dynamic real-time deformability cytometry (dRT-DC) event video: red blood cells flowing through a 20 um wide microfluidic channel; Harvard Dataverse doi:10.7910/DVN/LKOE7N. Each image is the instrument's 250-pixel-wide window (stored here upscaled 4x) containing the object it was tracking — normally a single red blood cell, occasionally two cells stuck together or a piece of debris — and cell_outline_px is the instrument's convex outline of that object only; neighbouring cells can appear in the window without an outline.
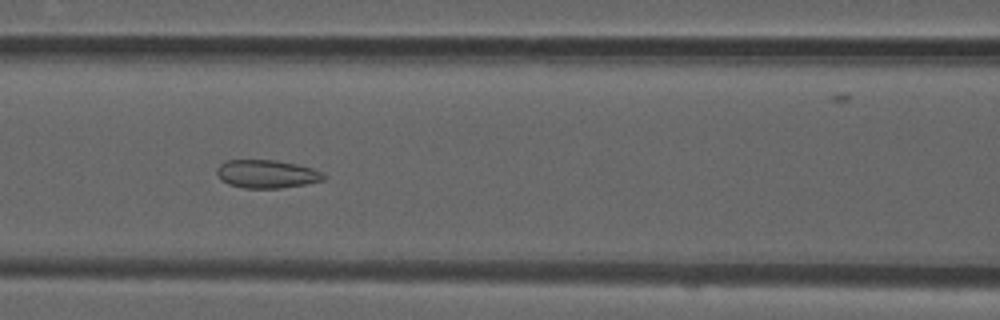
{"species": "common noctule bat (a hibernating species)", "species_latin": "Nyctalus noctula", "temperature_condition": "room temperature", "stored_images_in_passage": 54, "camera_frame_rate_fps": 3000, "um_per_image_px": 0.085, "animal": {"sex": "male", "forearm_length_mm": 52.5}, "frame": {"image": 1, "passage_image": 23, "time_ms": 7.333, "image_size_px": [1000, 320], "cell_outline_px": [[328, 176], [324, 180], [304, 184], [280, 188], [244, 188], [228, 184], [220, 180], [216, 176], [216, 168], [224, 160], [276, 160], [296, 164], [312, 168]], "centroid_in_image_um": [22.62, 14.78], "position_along_channel_um": 144.0, "area_um2": 17.69}}
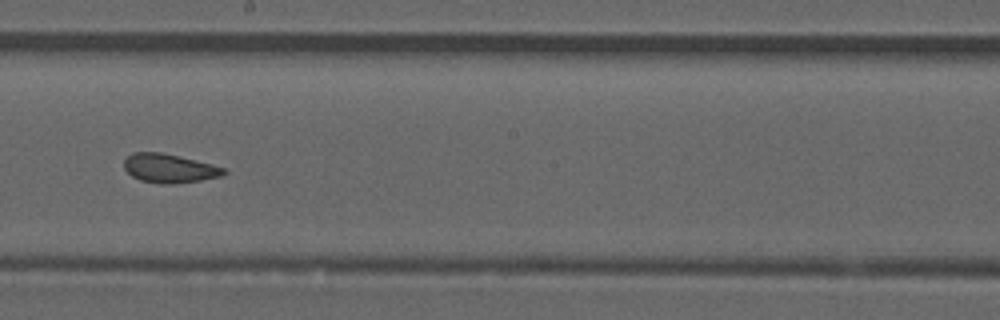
{"frame": {"image": 2, "passage_image": 30, "time_ms": 9.667, "image_size_px": [1000, 320], "cell_outline_px": [[228, 172], [224, 176], [176, 184], [160, 184], [140, 180], [132, 176], [124, 168], [124, 160], [132, 152], [160, 152], [212, 164], [224, 168]], "centroid_in_image_um": [14.4, 14.32], "position_along_channel_um": 233.8, "area_um2": 16.82}}
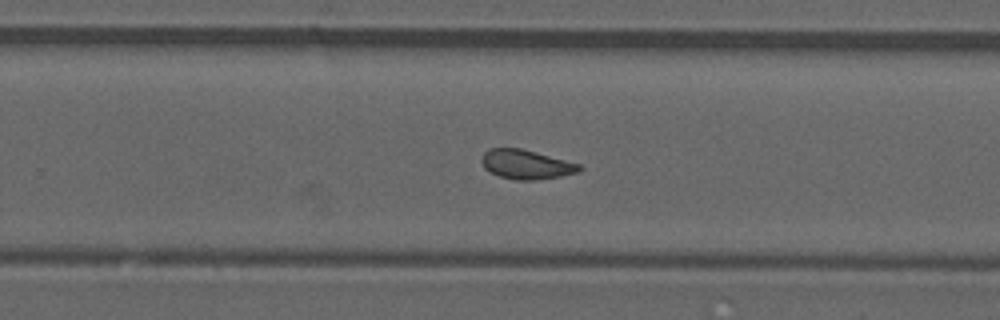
{"frame": {"image": 3, "passage_image": 34, "time_ms": 11.0, "image_size_px": [1000, 320], "cell_outline_px": [[584, 168], [580, 172], [560, 176], [536, 180], [516, 180], [500, 176], [484, 168], [480, 160], [484, 152], [488, 148], [520, 148], [536, 152], [580, 164]], "centroid_in_image_um": [44.73, 13.97], "position_along_channel_um": 285.1, "area_um2": 16.7}, "authors_computed_cell_mechanics": {"area_um2": 17.3689, "velocity_mm_per_s": 3.8642, "shape_relaxation_time_tau1_ms": null, "shape_relaxation_time_tau2_ms": 1.6542, "deformation_change_tau1": null, "deformation_change_tau2": 0.0785}}